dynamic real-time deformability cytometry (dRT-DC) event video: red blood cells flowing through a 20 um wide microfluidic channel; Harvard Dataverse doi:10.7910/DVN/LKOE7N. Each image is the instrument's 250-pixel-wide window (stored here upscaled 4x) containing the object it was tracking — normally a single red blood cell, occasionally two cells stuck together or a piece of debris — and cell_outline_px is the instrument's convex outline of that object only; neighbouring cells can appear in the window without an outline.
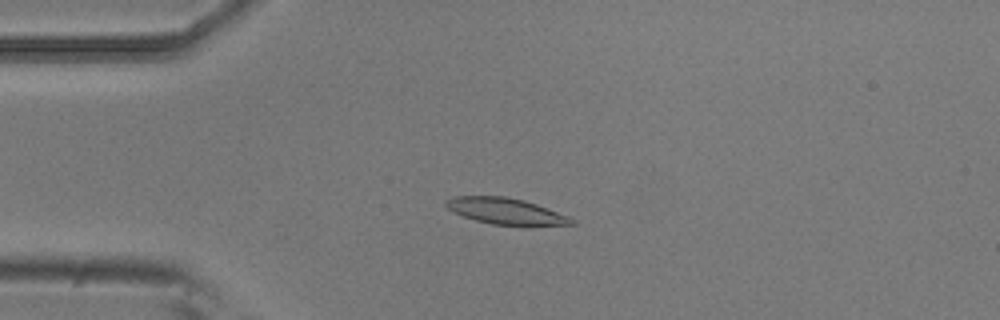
{"species": "common noctule bat (a hibernating species)", "species_latin": "Nyctalus noctula", "temperature_condition": "room temperature", "stored_images_in_passage": 4, "camera_frame_rate_fps": 3000, "um_per_image_px": 0.085, "animal": {"sex": "male", "body_mass_g": 20.5, "forearm_length_mm": 52.5}, "frame": {"image": 1, "passage_image": 3, "time_ms": 0.667, "image_size_px": [1000, 320], "cell_outline_px": [[576, 224], [492, 224], [476, 220], [464, 216], [448, 208], [444, 204], [444, 200], [452, 196], [504, 196], [524, 200], [536, 204], [568, 216], [576, 220]], "centroid_in_image_um": [42.94, 17.91], "position_along_channel_um": 42.1, "area_um2": 18.61}}